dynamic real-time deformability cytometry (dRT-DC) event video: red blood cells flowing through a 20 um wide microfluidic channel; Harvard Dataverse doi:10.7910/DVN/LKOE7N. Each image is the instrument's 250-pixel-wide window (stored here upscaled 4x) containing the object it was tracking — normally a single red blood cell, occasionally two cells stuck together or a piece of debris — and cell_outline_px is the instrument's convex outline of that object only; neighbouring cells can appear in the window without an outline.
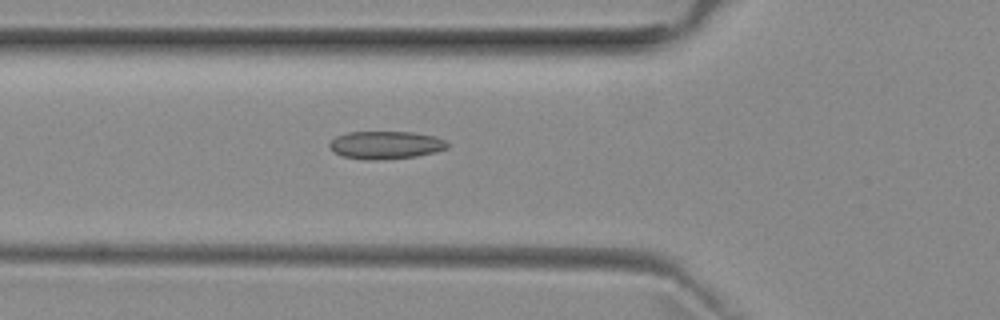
{"species": "common noctule bat (a hibernating species)", "species_latin": "Nyctalus noctula", "temperature_condition": "room temperature", "stored_images_in_passage": 52, "camera_frame_rate_fps": 3000, "um_per_image_px": 0.085, "animal": {"sex": "female", "body_mass_g": 29.2, "forearm_length_mm": 56.3}, "frame": {"image": 1, "passage_image": 18, "time_ms": 5.667, "image_size_px": [1000, 320], "cell_outline_px": [[448, 148], [436, 152], [416, 156], [376, 160], [368, 160], [340, 156], [332, 152], [328, 148], [328, 144], [336, 136], [348, 132], [412, 132], [436, 136], [444, 140], [448, 144]], "centroid_in_image_um": [32.75, 12.33], "position_along_channel_um": 93.1, "area_um2": 19.31}}
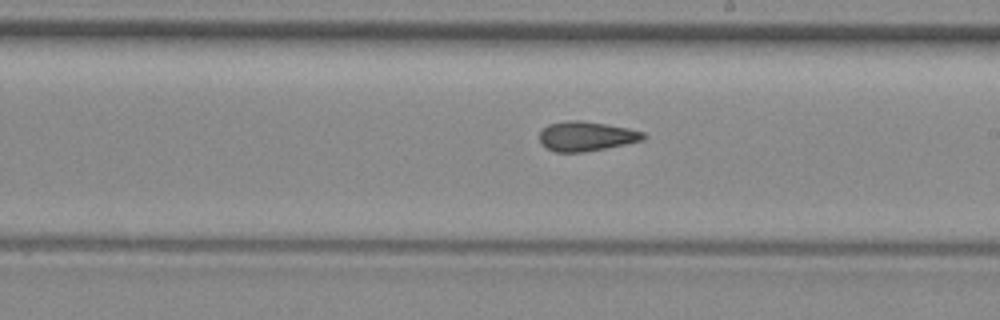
{"frame": {"image": 2, "passage_image": 29, "time_ms": 9.333, "image_size_px": [1000, 320], "cell_outline_px": [[648, 136], [644, 140], [584, 152], [556, 152], [540, 144], [540, 132], [548, 124], [568, 120], [584, 120], [628, 128], [644, 132]], "centroid_in_image_um": [49.84, 11.57], "position_along_channel_um": 239.2, "area_um2": 17.92}}
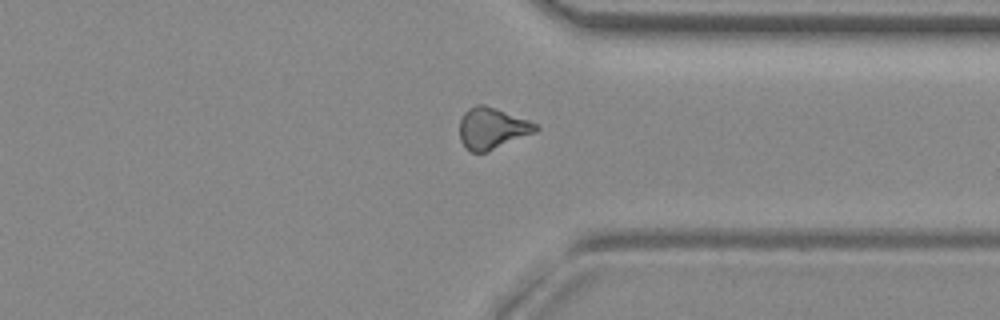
{"frame": {"image": 3, "passage_image": 39, "time_ms": 12.667, "image_size_px": [1000, 320], "cell_outline_px": [[540, 128], [536, 132], [488, 152], [472, 152], [464, 148], [460, 140], [460, 120], [464, 112], [468, 108], [476, 104], [484, 104], [496, 108], [528, 120], [536, 124]], "centroid_in_image_um": [41.81, 10.91], "position_along_channel_um": 369.6, "area_um2": 18.5}, "authors_computed_cell_mechanics": {"area_um2": 18.4093, "velocity_mm_per_s": 3.9769, "shape_relaxation_time_tau1_ms": null, "shape_relaxation_time_tau2_ms": 1.8164, "deformation_change_tau1": null, "deformation_change_tau2": 0.0835}}